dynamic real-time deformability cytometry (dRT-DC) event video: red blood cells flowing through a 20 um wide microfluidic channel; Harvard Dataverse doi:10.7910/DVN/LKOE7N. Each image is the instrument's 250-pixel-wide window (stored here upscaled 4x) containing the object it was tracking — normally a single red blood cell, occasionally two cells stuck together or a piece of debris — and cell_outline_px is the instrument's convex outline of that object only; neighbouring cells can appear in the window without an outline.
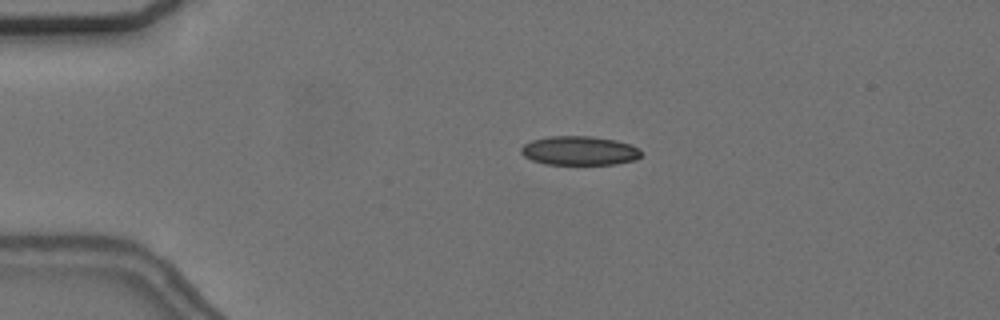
{"species": "common noctule bat (a hibernating species)", "species_latin": "Nyctalus noctula", "temperature_condition": "cold", "stored_images_in_passage": 56, "camera_frame_rate_fps": 3000, "um_per_image_px": 0.085, "animal": {"sex": "female", "body_mass_g": 24.6, "forearm_length_mm": 56.2}, "frame": {"image": 1, "passage_image": 13, "time_ms": 4.0, "image_size_px": [1000, 320], "cell_outline_px": [[640, 156], [636, 160], [616, 164], [544, 164], [532, 160], [524, 156], [520, 152], [520, 148], [524, 144], [532, 140], [548, 136], [592, 136], [616, 140], [632, 144], [640, 152]], "centroid_in_image_um": [49.23, 12.8], "position_along_channel_um": 35.8, "area_um2": 20.4}}
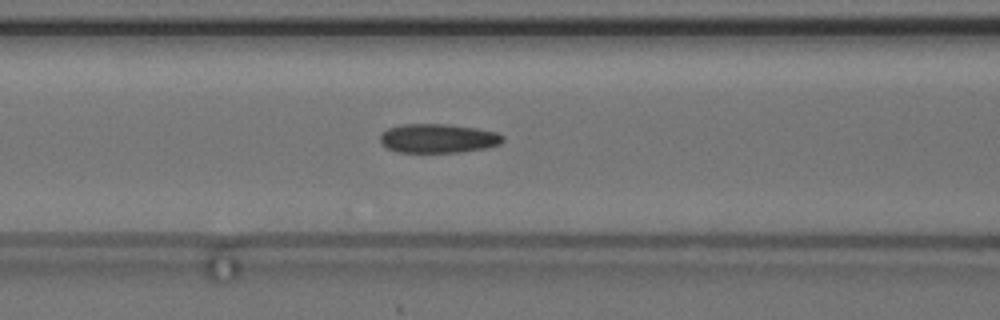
{"frame": {"image": 2, "passage_image": 24, "time_ms": 7.667, "image_size_px": [1000, 320], "cell_outline_px": [[504, 140], [500, 144], [484, 148], [460, 152], [396, 152], [388, 148], [380, 140], [380, 136], [388, 128], [404, 124], [448, 124], [476, 128], [496, 132], [504, 136]], "centroid_in_image_um": [37.26, 11.76], "position_along_channel_um": 129.3, "area_um2": 20.63}}
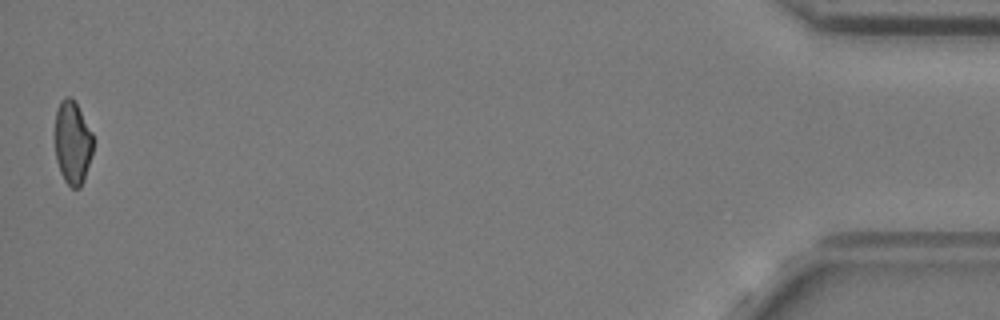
{"frame": {"image": 3, "passage_image": 56, "time_ms": 18.333, "image_size_px": [1000, 320], "cell_outline_px": [[92, 152], [84, 180], [80, 188], [72, 188], [64, 180], [60, 172], [56, 160], [56, 112], [60, 100], [64, 96], [72, 96], [92, 132]], "centroid_in_image_um": [6.16, 12.11], "position_along_channel_um": 429.0, "area_um2": 18.38}, "authors_computed_cell_mechanics": {"area_um2": 20.4612, "velocity_mm_per_s": 3.6974, "shape_relaxation_time_tau1_ms": null, "shape_relaxation_time_tau2_ms": 7.4254, "deformation_change_tau1": null, "deformation_change_tau2": 0.1393}}